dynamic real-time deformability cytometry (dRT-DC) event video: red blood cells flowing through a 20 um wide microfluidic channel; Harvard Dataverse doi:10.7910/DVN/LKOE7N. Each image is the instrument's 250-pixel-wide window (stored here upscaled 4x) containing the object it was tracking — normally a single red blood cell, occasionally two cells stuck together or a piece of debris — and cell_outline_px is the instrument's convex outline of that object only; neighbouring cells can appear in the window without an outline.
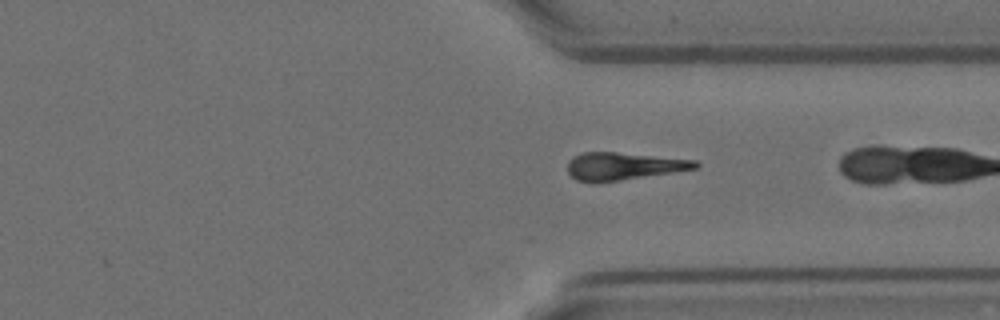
{"species": "Egyptian fruit bat (a non-hibernating species)", "species_latin": "Rousettus aegyptiacus", "temperature_condition": "room temperature", "stored_images_in_passage": 36, "camera_frame_rate_fps": 3000, "um_per_image_px": 0.085, "animal": {"sex": "female"}, "frame": {"image": 1, "passage_image": 35, "time_ms": 11.333, "image_size_px": [1000, 320], "cell_outline_px": [[700, 164], [696, 168], [596, 184], [576, 180], [568, 172], [568, 160], [572, 156], [580, 152], [616, 152], [696, 160]], "centroid_in_image_um": [52.91, 14.13], "position_along_channel_um": 358.5, "area_um2": 20.58}}